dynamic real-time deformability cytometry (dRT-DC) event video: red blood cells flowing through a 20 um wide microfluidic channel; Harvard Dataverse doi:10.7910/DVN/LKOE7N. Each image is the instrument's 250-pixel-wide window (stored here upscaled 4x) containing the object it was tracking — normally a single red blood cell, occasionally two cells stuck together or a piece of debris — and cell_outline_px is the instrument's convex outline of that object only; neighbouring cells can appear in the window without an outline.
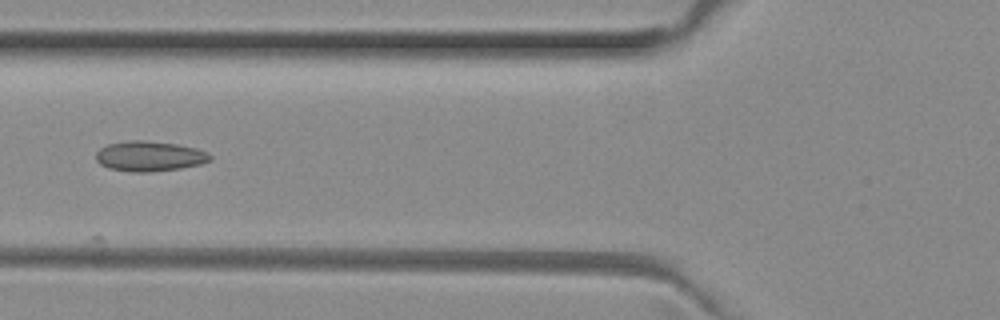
{"species": "common noctule bat (a hibernating species)", "species_latin": "Nyctalus noctula", "temperature_condition": "room temperature", "stored_images_in_passage": 12, "camera_frame_rate_fps": 3000, "um_per_image_px": 0.085, "animal": {"sex": "female", "body_mass_g": 29.2, "forearm_length_mm": 56.3}, "frame": {"image": 1, "passage_image": 6, "time_ms": 1.667, "image_size_px": [1000, 320], "cell_outline_px": [[212, 160], [200, 164], [180, 168], [152, 172], [132, 172], [108, 168], [100, 164], [96, 160], [96, 152], [100, 148], [108, 144], [132, 140], [144, 140], [176, 144], [196, 148], [208, 152], [212, 156]], "centroid_in_image_um": [12.71, 13.28], "position_along_channel_um": 113.1, "area_um2": 20.11}}